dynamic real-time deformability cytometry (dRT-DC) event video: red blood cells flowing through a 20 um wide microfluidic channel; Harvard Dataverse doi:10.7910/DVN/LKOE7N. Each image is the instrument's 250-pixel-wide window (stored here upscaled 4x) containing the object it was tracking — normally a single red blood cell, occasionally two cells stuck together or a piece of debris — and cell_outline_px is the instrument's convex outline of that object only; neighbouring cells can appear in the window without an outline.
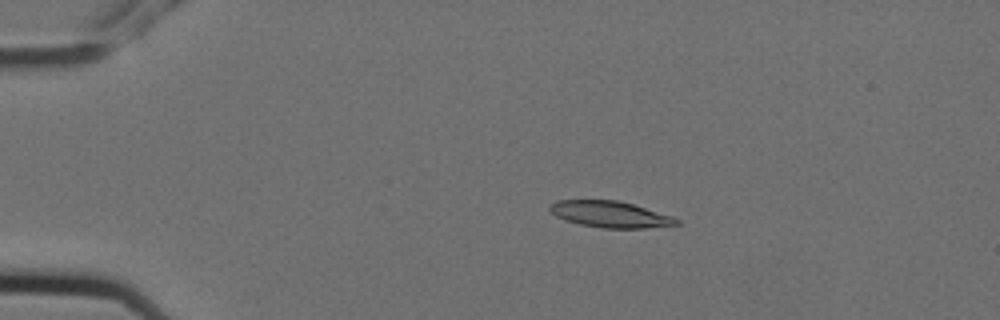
{"species": "Egyptian fruit bat (a non-hibernating species)", "species_latin": "Rousettus aegyptiacus", "temperature_condition": "cold", "stored_images_in_passage": 6, "camera_frame_rate_fps": 3000, "um_per_image_px": 0.085, "animal": {"sex": "female"}, "frame": {"image": 1, "passage_image": 3, "time_ms": 0.667, "image_size_px": [1000, 320], "cell_outline_px": [[680, 224], [644, 228], [604, 228], [580, 224], [564, 220], [556, 216], [548, 208], [548, 204], [556, 200], [616, 200], [632, 204], [672, 216], [680, 220]], "centroid_in_image_um": [51.83, 18.21], "position_along_channel_um": 33.2, "area_um2": 19.36}}
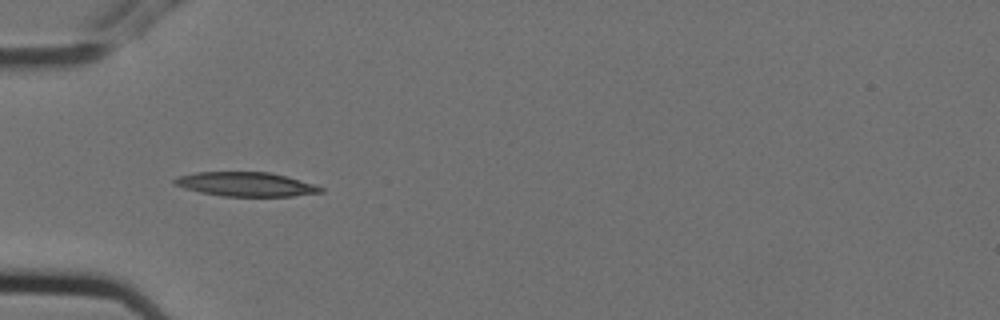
{"frame": {"image": 2, "passage_image": 5, "time_ms": 1.333, "image_size_px": [1000, 320], "cell_outline_px": [[324, 192], [292, 196], [220, 196], [200, 192], [184, 188], [172, 184], [172, 180], [180, 176], [196, 172], [268, 172], [288, 176], [316, 184], [324, 188]], "centroid_in_image_um": [20.93, 15.66], "position_along_channel_um": 64.1, "area_um2": 20.75}}
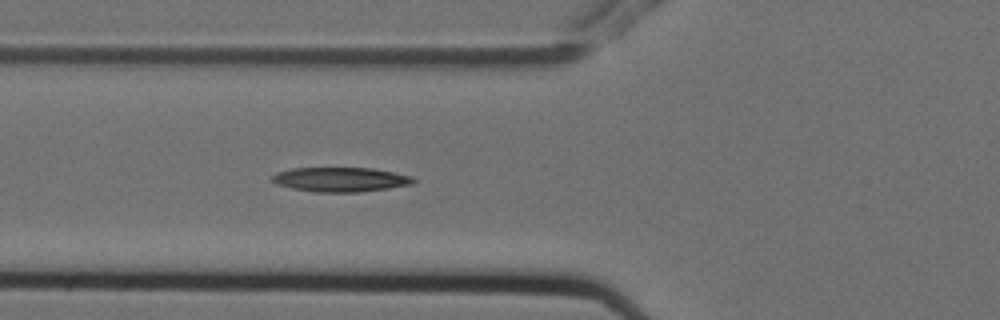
{"frame": {"image": 3, "passage_image": 6, "time_ms": 1.667, "image_size_px": [1000, 320], "cell_outline_px": [[416, 184], [360, 192], [316, 192], [292, 188], [276, 184], [272, 180], [272, 176], [276, 172], [292, 168], [372, 168], [412, 176], [416, 180]], "centroid_in_image_um": [28.96, 15.26], "position_along_channel_um": 96.8, "area_um2": 20.17}}